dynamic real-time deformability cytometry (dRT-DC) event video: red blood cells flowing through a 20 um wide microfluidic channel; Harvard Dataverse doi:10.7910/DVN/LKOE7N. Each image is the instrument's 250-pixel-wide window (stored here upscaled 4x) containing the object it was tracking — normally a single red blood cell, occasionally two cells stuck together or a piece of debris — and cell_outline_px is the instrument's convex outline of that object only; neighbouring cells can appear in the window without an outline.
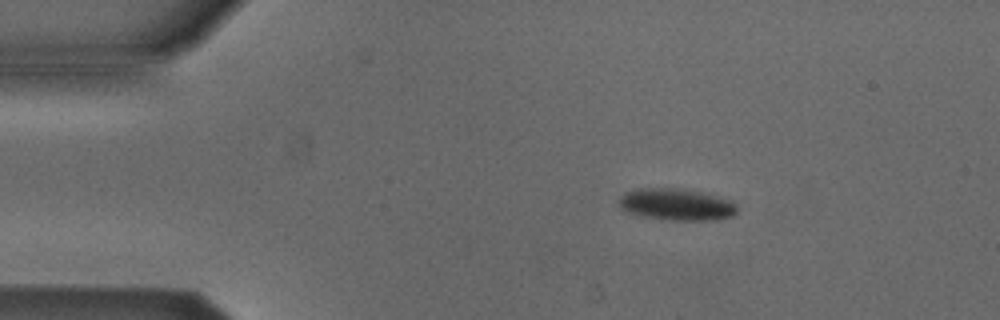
{"species": "Egyptian fruit bat (a non-hibernating species)", "species_latin": "Rousettus aegyptiacus", "temperature_condition": "cold", "stored_images_in_passage": 6, "camera_frame_rate_fps": 3000, "um_per_image_px": 0.085, "animal": {"sex": "male"}, "frame": {"image": 1, "passage_image": 3, "time_ms": 0.667, "image_size_px": [1000, 320], "cell_outline_px": [[736, 212], [732, 216], [704, 220], [672, 220], [644, 216], [628, 212], [620, 208], [616, 200], [624, 192], [640, 188], [684, 188], [704, 192], [720, 196], [732, 200], [736, 204]], "centroid_in_image_um": [57.47, 17.35], "position_along_channel_um": 27.5, "area_um2": 22.08}}
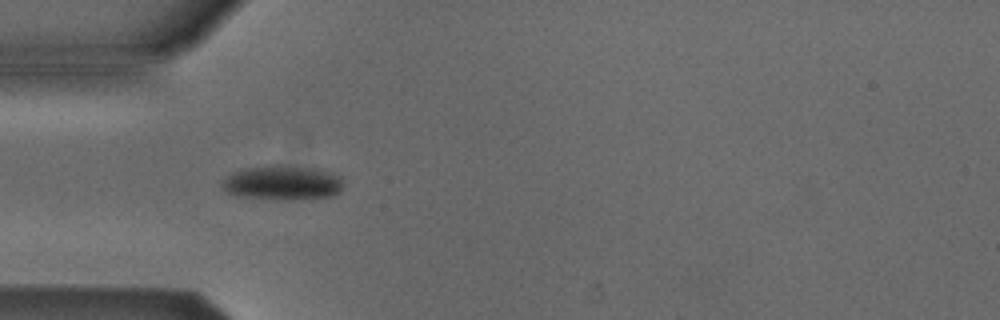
{"frame": {"image": 2, "passage_image": 5, "time_ms": 1.333, "image_size_px": [1000, 320], "cell_outline_px": [[344, 188], [340, 192], [332, 196], [300, 200], [276, 200], [236, 196], [228, 192], [220, 184], [232, 172], [240, 168], [272, 164], [276, 164], [316, 168], [340, 176], [344, 180]], "centroid_in_image_um": [24.04, 15.53], "position_along_channel_um": 61.0, "area_um2": 25.14}}